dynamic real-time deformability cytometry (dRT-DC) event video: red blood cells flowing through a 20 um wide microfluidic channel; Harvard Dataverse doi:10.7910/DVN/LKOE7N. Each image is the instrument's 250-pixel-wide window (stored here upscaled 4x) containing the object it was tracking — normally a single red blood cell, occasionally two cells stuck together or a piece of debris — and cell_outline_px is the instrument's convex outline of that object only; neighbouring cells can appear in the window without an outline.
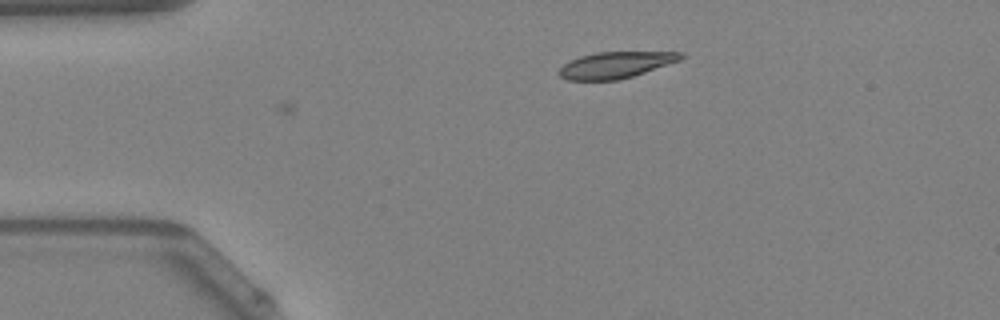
{"species": "Egyptian fruit bat (a non-hibernating species)", "species_latin": "Rousettus aegyptiacus", "temperature_condition": "warm", "stored_images_in_passage": 9, "camera_frame_rate_fps": 3000, "um_per_image_px": 0.085, "animal": {"sex": "female"}, "frame": {"image": 1, "passage_image": 9, "time_ms": 2.667, "image_size_px": [1000, 320], "cell_outline_px": [[684, 56], [680, 60], [632, 76], [616, 80], [568, 80], [560, 76], [556, 72], [564, 64], [580, 56], [596, 52], [684, 52]], "centroid_in_image_um": [52.3, 5.52], "position_along_channel_um": 32.7, "area_um2": 18.5}}